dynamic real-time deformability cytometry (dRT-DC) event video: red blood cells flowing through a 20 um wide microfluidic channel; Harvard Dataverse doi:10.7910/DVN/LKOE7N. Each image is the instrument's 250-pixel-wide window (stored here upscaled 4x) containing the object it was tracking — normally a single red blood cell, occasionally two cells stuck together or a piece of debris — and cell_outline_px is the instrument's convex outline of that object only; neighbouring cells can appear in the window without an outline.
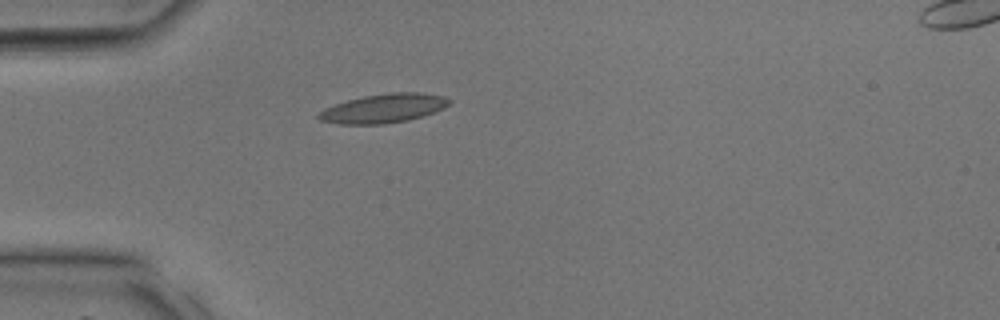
{"species": "common noctule bat (a hibernating species)", "species_latin": "Nyctalus noctula", "temperature_condition": "room temperature", "stored_images_in_passage": 27, "camera_frame_rate_fps": 3000, "um_per_image_px": 0.085, "animal": {"sex": "male", "body_mass_g": 17.9, "forearm_length_mm": 54.2}, "frame": {"image": 1, "passage_image": 1, "time_ms": 0.0, "image_size_px": [1000, 320], "cell_outline_px": [[452, 100], [444, 108], [424, 116], [408, 120], [384, 124], [340, 124], [320, 120], [316, 116], [324, 108], [348, 100], [364, 96], [392, 92], [416, 92], [444, 96]], "centroid_in_image_um": [32.62, 9.21], "position_along_channel_um": 52.4, "area_um2": 21.96}}
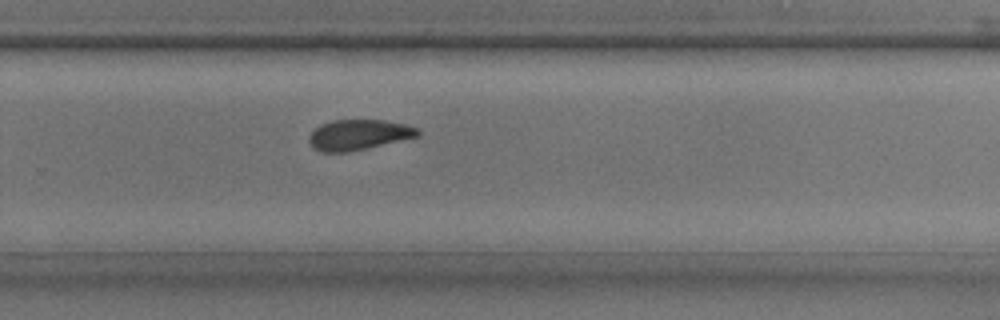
{"frame": {"image": 2, "passage_image": 15, "time_ms": 4.667, "image_size_px": [1000, 320], "cell_outline_px": [[420, 136], [348, 152], [320, 152], [312, 148], [308, 140], [308, 136], [320, 124], [332, 120], [384, 120], [404, 124], [420, 128]], "centroid_in_image_um": [30.47, 11.45], "position_along_channel_um": 299.3, "area_um2": 19.36}}
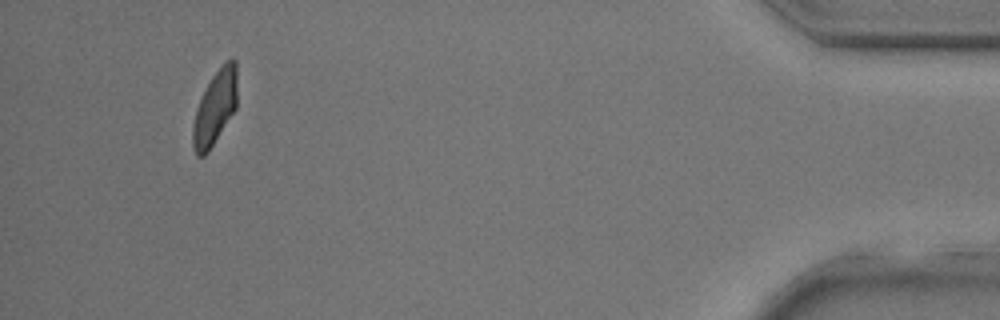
{"frame": {"image": 3, "passage_image": 25, "time_ms": 8.0, "image_size_px": [1000, 320], "cell_outline_px": [[236, 108], [208, 152], [204, 156], [196, 156], [192, 148], [192, 128], [196, 108], [212, 76], [228, 60], [236, 60]], "centroid_in_image_um": [18.25, 9.22], "position_along_channel_um": 417.0, "area_um2": 18.79}}